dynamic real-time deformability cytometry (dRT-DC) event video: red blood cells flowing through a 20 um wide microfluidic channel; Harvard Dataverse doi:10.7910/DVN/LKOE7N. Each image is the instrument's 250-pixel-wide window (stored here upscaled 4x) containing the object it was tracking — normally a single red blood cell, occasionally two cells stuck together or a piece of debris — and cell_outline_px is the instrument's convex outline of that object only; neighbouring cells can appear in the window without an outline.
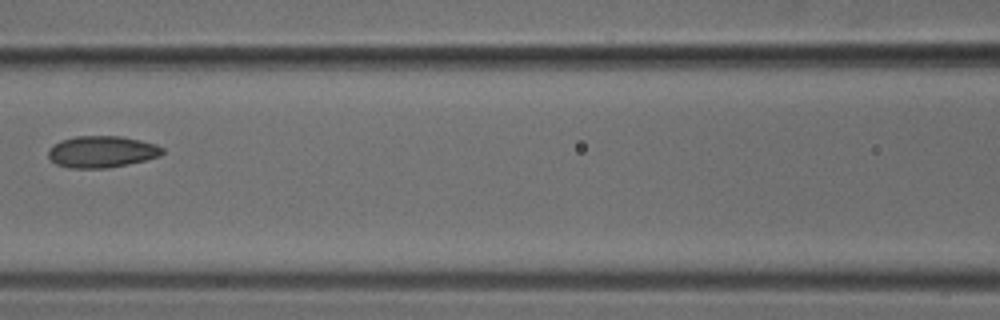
{"species": "common noctule bat (a hibernating species)", "species_latin": "Nyctalus noctula", "temperature_condition": "cold", "stored_images_in_passage": 7, "camera_frame_rate_fps": 3000, "um_per_image_px": 0.085, "animal": {"sex": "male", "body_mass_g": 18.8}, "frame": {"image": 1, "passage_image": 7, "time_ms": 2.0, "image_size_px": [1000, 320], "cell_outline_px": [[164, 152], [160, 156], [128, 164], [108, 168], [68, 168], [56, 164], [48, 156], [48, 152], [60, 140], [76, 136], [120, 136], [140, 140], [156, 144], [164, 148]], "centroid_in_image_um": [8.68, 12.9], "position_along_channel_um": 157.9, "area_um2": 20.98}}